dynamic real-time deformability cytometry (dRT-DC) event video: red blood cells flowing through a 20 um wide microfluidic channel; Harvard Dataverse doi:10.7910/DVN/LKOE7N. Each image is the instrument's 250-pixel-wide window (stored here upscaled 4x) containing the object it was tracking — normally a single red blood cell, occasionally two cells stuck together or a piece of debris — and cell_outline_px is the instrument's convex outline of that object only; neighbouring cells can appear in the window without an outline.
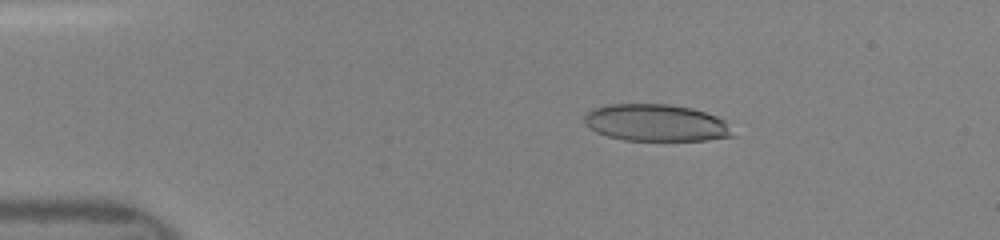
{"species": "human", "species_latin": "Homo sapiens", "temperature_condition": "room temperature", "stored_images_in_passage": 46, "camera_frame_rate_fps": 3000, "um_per_image_px": 0.085, "donor": {"sex": "female"}, "frame": {"image": 1, "passage_image": 8, "time_ms": 2.333, "image_size_px": [1000, 240], "cell_outline_px": [[736, 136], [708, 140], [624, 140], [608, 136], [596, 132], [584, 124], [584, 116], [592, 108], [608, 104], [668, 104], [692, 108], [716, 116], [724, 120]], "centroid_in_image_um": [55.75, 10.44], "position_along_channel_um": 29.3, "area_um2": 32.02}}
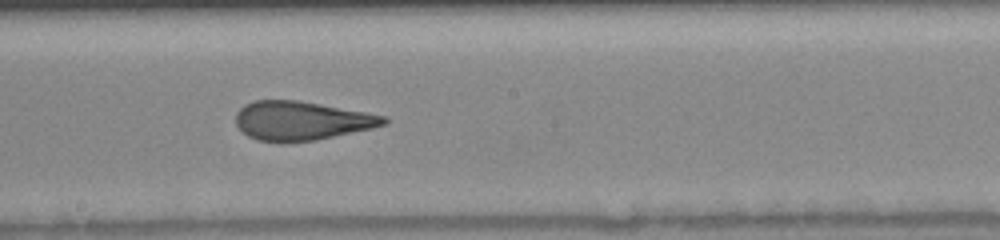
{"frame": {"image": 2, "passage_image": 26, "time_ms": 8.333, "image_size_px": [1000, 240], "cell_outline_px": [[388, 124], [372, 128], [316, 140], [256, 140], [248, 136], [236, 124], [236, 112], [244, 104], [256, 100], [300, 100], [388, 116]], "centroid_in_image_um": [25.66, 10.23], "position_along_channel_um": 222.5, "area_um2": 33.18}}
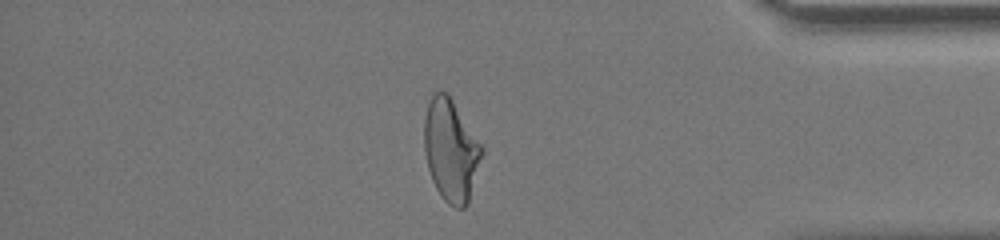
{"frame": {"image": 3, "passage_image": 40, "time_ms": 13.0, "image_size_px": [1000, 240], "cell_outline_px": [[484, 152], [468, 204], [464, 208], [456, 208], [448, 204], [444, 200], [436, 188], [432, 180], [428, 168], [424, 148], [424, 116], [428, 104], [432, 96], [436, 92], [448, 92], [484, 148]], "centroid_in_image_um": [38.34, 12.78], "position_along_channel_um": 396.9, "area_um2": 34.45}}